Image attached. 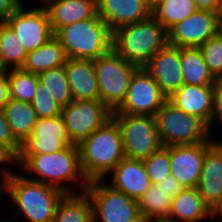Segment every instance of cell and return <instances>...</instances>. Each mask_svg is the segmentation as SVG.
<instances>
[{"mask_svg": "<svg viewBox=\"0 0 222 222\" xmlns=\"http://www.w3.org/2000/svg\"><path fill=\"white\" fill-rule=\"evenodd\" d=\"M4 169L0 196H10L13 203L11 205L18 207L25 222H53L57 204L65 193L54 186L28 179L16 171L12 172L10 168Z\"/></svg>", "mask_w": 222, "mask_h": 222, "instance_id": "obj_1", "label": "cell"}, {"mask_svg": "<svg viewBox=\"0 0 222 222\" xmlns=\"http://www.w3.org/2000/svg\"><path fill=\"white\" fill-rule=\"evenodd\" d=\"M15 164L24 169V173L28 170L26 174L30 173V176L24 174L28 179L54 186L64 193H74L71 191L73 187H69L70 182L74 183V188L75 183L79 184L81 192L85 191L88 184L80 165L79 147L75 144L51 154L17 155Z\"/></svg>", "mask_w": 222, "mask_h": 222, "instance_id": "obj_2", "label": "cell"}, {"mask_svg": "<svg viewBox=\"0 0 222 222\" xmlns=\"http://www.w3.org/2000/svg\"><path fill=\"white\" fill-rule=\"evenodd\" d=\"M78 147L81 169L88 182L107 178L125 157L121 131L113 118L92 132Z\"/></svg>", "mask_w": 222, "mask_h": 222, "instance_id": "obj_3", "label": "cell"}, {"mask_svg": "<svg viewBox=\"0 0 222 222\" xmlns=\"http://www.w3.org/2000/svg\"><path fill=\"white\" fill-rule=\"evenodd\" d=\"M168 43V33L152 16L113 31L112 49L138 68Z\"/></svg>", "mask_w": 222, "mask_h": 222, "instance_id": "obj_4", "label": "cell"}, {"mask_svg": "<svg viewBox=\"0 0 222 222\" xmlns=\"http://www.w3.org/2000/svg\"><path fill=\"white\" fill-rule=\"evenodd\" d=\"M54 36L68 58L97 59L112 50L113 31L98 15L60 28Z\"/></svg>", "mask_w": 222, "mask_h": 222, "instance_id": "obj_5", "label": "cell"}, {"mask_svg": "<svg viewBox=\"0 0 222 222\" xmlns=\"http://www.w3.org/2000/svg\"><path fill=\"white\" fill-rule=\"evenodd\" d=\"M154 117L163 146L215 140L210 136L212 135L210 128L201 119L181 111L168 100Z\"/></svg>", "mask_w": 222, "mask_h": 222, "instance_id": "obj_6", "label": "cell"}, {"mask_svg": "<svg viewBox=\"0 0 222 222\" xmlns=\"http://www.w3.org/2000/svg\"><path fill=\"white\" fill-rule=\"evenodd\" d=\"M100 101L112 112L124 101L132 75L138 68L113 49L93 60Z\"/></svg>", "mask_w": 222, "mask_h": 222, "instance_id": "obj_7", "label": "cell"}, {"mask_svg": "<svg viewBox=\"0 0 222 222\" xmlns=\"http://www.w3.org/2000/svg\"><path fill=\"white\" fill-rule=\"evenodd\" d=\"M112 118L120 128L126 158L144 160L163 146L154 116L112 114Z\"/></svg>", "mask_w": 222, "mask_h": 222, "instance_id": "obj_8", "label": "cell"}, {"mask_svg": "<svg viewBox=\"0 0 222 222\" xmlns=\"http://www.w3.org/2000/svg\"><path fill=\"white\" fill-rule=\"evenodd\" d=\"M103 181H89L85 189L93 206V222H131L139 213L138 201Z\"/></svg>", "mask_w": 222, "mask_h": 222, "instance_id": "obj_9", "label": "cell"}, {"mask_svg": "<svg viewBox=\"0 0 222 222\" xmlns=\"http://www.w3.org/2000/svg\"><path fill=\"white\" fill-rule=\"evenodd\" d=\"M61 116L70 142L79 145L112 118V111L100 100H78L61 108Z\"/></svg>", "mask_w": 222, "mask_h": 222, "instance_id": "obj_10", "label": "cell"}, {"mask_svg": "<svg viewBox=\"0 0 222 222\" xmlns=\"http://www.w3.org/2000/svg\"><path fill=\"white\" fill-rule=\"evenodd\" d=\"M167 100L156 81L140 67L132 75L124 101L112 114L155 116Z\"/></svg>", "mask_w": 222, "mask_h": 222, "instance_id": "obj_11", "label": "cell"}, {"mask_svg": "<svg viewBox=\"0 0 222 222\" xmlns=\"http://www.w3.org/2000/svg\"><path fill=\"white\" fill-rule=\"evenodd\" d=\"M23 3L5 20L16 32L27 53L50 40L54 33L43 6L26 10Z\"/></svg>", "mask_w": 222, "mask_h": 222, "instance_id": "obj_12", "label": "cell"}, {"mask_svg": "<svg viewBox=\"0 0 222 222\" xmlns=\"http://www.w3.org/2000/svg\"><path fill=\"white\" fill-rule=\"evenodd\" d=\"M221 29L218 13L197 10L167 32L168 43L177 47H200Z\"/></svg>", "mask_w": 222, "mask_h": 222, "instance_id": "obj_13", "label": "cell"}, {"mask_svg": "<svg viewBox=\"0 0 222 222\" xmlns=\"http://www.w3.org/2000/svg\"><path fill=\"white\" fill-rule=\"evenodd\" d=\"M216 140L170 146L171 175L184 188H197L206 150Z\"/></svg>", "mask_w": 222, "mask_h": 222, "instance_id": "obj_14", "label": "cell"}, {"mask_svg": "<svg viewBox=\"0 0 222 222\" xmlns=\"http://www.w3.org/2000/svg\"><path fill=\"white\" fill-rule=\"evenodd\" d=\"M72 144L61 115L37 120L33 132L22 144L18 155L51 154Z\"/></svg>", "mask_w": 222, "mask_h": 222, "instance_id": "obj_15", "label": "cell"}, {"mask_svg": "<svg viewBox=\"0 0 222 222\" xmlns=\"http://www.w3.org/2000/svg\"><path fill=\"white\" fill-rule=\"evenodd\" d=\"M180 58L181 47L167 43L144 66L167 98L184 84Z\"/></svg>", "mask_w": 222, "mask_h": 222, "instance_id": "obj_16", "label": "cell"}, {"mask_svg": "<svg viewBox=\"0 0 222 222\" xmlns=\"http://www.w3.org/2000/svg\"><path fill=\"white\" fill-rule=\"evenodd\" d=\"M217 139L205 153L198 191L212 213L222 203V141Z\"/></svg>", "mask_w": 222, "mask_h": 222, "instance_id": "obj_17", "label": "cell"}, {"mask_svg": "<svg viewBox=\"0 0 222 222\" xmlns=\"http://www.w3.org/2000/svg\"><path fill=\"white\" fill-rule=\"evenodd\" d=\"M98 15L115 31L151 16V0H97Z\"/></svg>", "mask_w": 222, "mask_h": 222, "instance_id": "obj_18", "label": "cell"}, {"mask_svg": "<svg viewBox=\"0 0 222 222\" xmlns=\"http://www.w3.org/2000/svg\"><path fill=\"white\" fill-rule=\"evenodd\" d=\"M168 101L181 111L201 119L211 131L214 103L213 85L183 84L168 97Z\"/></svg>", "mask_w": 222, "mask_h": 222, "instance_id": "obj_19", "label": "cell"}, {"mask_svg": "<svg viewBox=\"0 0 222 222\" xmlns=\"http://www.w3.org/2000/svg\"><path fill=\"white\" fill-rule=\"evenodd\" d=\"M109 174L112 188L137 201L151 186L142 160L124 157Z\"/></svg>", "mask_w": 222, "mask_h": 222, "instance_id": "obj_20", "label": "cell"}, {"mask_svg": "<svg viewBox=\"0 0 222 222\" xmlns=\"http://www.w3.org/2000/svg\"><path fill=\"white\" fill-rule=\"evenodd\" d=\"M44 2L43 7L47 11L54 34L60 28L90 19L98 13L97 0H46Z\"/></svg>", "mask_w": 222, "mask_h": 222, "instance_id": "obj_21", "label": "cell"}, {"mask_svg": "<svg viewBox=\"0 0 222 222\" xmlns=\"http://www.w3.org/2000/svg\"><path fill=\"white\" fill-rule=\"evenodd\" d=\"M65 71L74 101L100 100L93 60L68 58Z\"/></svg>", "mask_w": 222, "mask_h": 222, "instance_id": "obj_22", "label": "cell"}, {"mask_svg": "<svg viewBox=\"0 0 222 222\" xmlns=\"http://www.w3.org/2000/svg\"><path fill=\"white\" fill-rule=\"evenodd\" d=\"M213 218L197 188H184L172 199L168 222H201Z\"/></svg>", "mask_w": 222, "mask_h": 222, "instance_id": "obj_23", "label": "cell"}, {"mask_svg": "<svg viewBox=\"0 0 222 222\" xmlns=\"http://www.w3.org/2000/svg\"><path fill=\"white\" fill-rule=\"evenodd\" d=\"M67 54L60 41L53 36L44 45L27 54L22 70L39 74L66 65Z\"/></svg>", "mask_w": 222, "mask_h": 222, "instance_id": "obj_24", "label": "cell"}, {"mask_svg": "<svg viewBox=\"0 0 222 222\" xmlns=\"http://www.w3.org/2000/svg\"><path fill=\"white\" fill-rule=\"evenodd\" d=\"M3 113L15 139L22 144L31 136L38 120L32 104L11 98Z\"/></svg>", "mask_w": 222, "mask_h": 222, "instance_id": "obj_25", "label": "cell"}, {"mask_svg": "<svg viewBox=\"0 0 222 222\" xmlns=\"http://www.w3.org/2000/svg\"><path fill=\"white\" fill-rule=\"evenodd\" d=\"M79 193V194H78ZM65 193L57 204L53 222H93V206L87 193Z\"/></svg>", "mask_w": 222, "mask_h": 222, "instance_id": "obj_26", "label": "cell"}, {"mask_svg": "<svg viewBox=\"0 0 222 222\" xmlns=\"http://www.w3.org/2000/svg\"><path fill=\"white\" fill-rule=\"evenodd\" d=\"M180 62L184 84L214 85L216 78L209 71L199 47H181Z\"/></svg>", "mask_w": 222, "mask_h": 222, "instance_id": "obj_27", "label": "cell"}, {"mask_svg": "<svg viewBox=\"0 0 222 222\" xmlns=\"http://www.w3.org/2000/svg\"><path fill=\"white\" fill-rule=\"evenodd\" d=\"M197 10L193 0H153L151 16L168 32Z\"/></svg>", "mask_w": 222, "mask_h": 222, "instance_id": "obj_28", "label": "cell"}, {"mask_svg": "<svg viewBox=\"0 0 222 222\" xmlns=\"http://www.w3.org/2000/svg\"><path fill=\"white\" fill-rule=\"evenodd\" d=\"M27 51L16 32L6 21H0V67L6 71L22 68Z\"/></svg>", "mask_w": 222, "mask_h": 222, "instance_id": "obj_29", "label": "cell"}, {"mask_svg": "<svg viewBox=\"0 0 222 222\" xmlns=\"http://www.w3.org/2000/svg\"><path fill=\"white\" fill-rule=\"evenodd\" d=\"M172 198L158 184L150 188L138 200L139 212L154 218L157 222L168 221Z\"/></svg>", "mask_w": 222, "mask_h": 222, "instance_id": "obj_30", "label": "cell"}, {"mask_svg": "<svg viewBox=\"0 0 222 222\" xmlns=\"http://www.w3.org/2000/svg\"><path fill=\"white\" fill-rule=\"evenodd\" d=\"M39 83L45 86L57 105L63 108L73 102L65 66L49 69L38 74Z\"/></svg>", "mask_w": 222, "mask_h": 222, "instance_id": "obj_31", "label": "cell"}, {"mask_svg": "<svg viewBox=\"0 0 222 222\" xmlns=\"http://www.w3.org/2000/svg\"><path fill=\"white\" fill-rule=\"evenodd\" d=\"M6 71L10 84V98L31 103L38 88V74L21 68Z\"/></svg>", "mask_w": 222, "mask_h": 222, "instance_id": "obj_32", "label": "cell"}, {"mask_svg": "<svg viewBox=\"0 0 222 222\" xmlns=\"http://www.w3.org/2000/svg\"><path fill=\"white\" fill-rule=\"evenodd\" d=\"M142 162L151 184L160 183L171 175L170 146H162Z\"/></svg>", "mask_w": 222, "mask_h": 222, "instance_id": "obj_33", "label": "cell"}, {"mask_svg": "<svg viewBox=\"0 0 222 222\" xmlns=\"http://www.w3.org/2000/svg\"><path fill=\"white\" fill-rule=\"evenodd\" d=\"M199 48L212 75L222 78V29Z\"/></svg>", "mask_w": 222, "mask_h": 222, "instance_id": "obj_34", "label": "cell"}, {"mask_svg": "<svg viewBox=\"0 0 222 222\" xmlns=\"http://www.w3.org/2000/svg\"><path fill=\"white\" fill-rule=\"evenodd\" d=\"M31 104L38 119L61 115V108L57 105L52 95L47 92L45 86L40 83H38V88Z\"/></svg>", "mask_w": 222, "mask_h": 222, "instance_id": "obj_35", "label": "cell"}, {"mask_svg": "<svg viewBox=\"0 0 222 222\" xmlns=\"http://www.w3.org/2000/svg\"><path fill=\"white\" fill-rule=\"evenodd\" d=\"M0 142L6 145L16 156L19 154L21 144L12 134L3 110H0Z\"/></svg>", "mask_w": 222, "mask_h": 222, "instance_id": "obj_36", "label": "cell"}, {"mask_svg": "<svg viewBox=\"0 0 222 222\" xmlns=\"http://www.w3.org/2000/svg\"><path fill=\"white\" fill-rule=\"evenodd\" d=\"M214 89V103H213V113L211 118V134L214 122L222 124V78H216L213 85ZM220 121V122H219ZM213 124V125H212Z\"/></svg>", "mask_w": 222, "mask_h": 222, "instance_id": "obj_37", "label": "cell"}, {"mask_svg": "<svg viewBox=\"0 0 222 222\" xmlns=\"http://www.w3.org/2000/svg\"><path fill=\"white\" fill-rule=\"evenodd\" d=\"M158 185L164 189L172 199L184 189L172 175H168L164 180L158 183Z\"/></svg>", "mask_w": 222, "mask_h": 222, "instance_id": "obj_38", "label": "cell"}, {"mask_svg": "<svg viewBox=\"0 0 222 222\" xmlns=\"http://www.w3.org/2000/svg\"><path fill=\"white\" fill-rule=\"evenodd\" d=\"M10 84L7 71L0 73V110H3L10 100Z\"/></svg>", "mask_w": 222, "mask_h": 222, "instance_id": "obj_39", "label": "cell"}, {"mask_svg": "<svg viewBox=\"0 0 222 222\" xmlns=\"http://www.w3.org/2000/svg\"><path fill=\"white\" fill-rule=\"evenodd\" d=\"M21 4L22 0H0V21H5Z\"/></svg>", "mask_w": 222, "mask_h": 222, "instance_id": "obj_40", "label": "cell"}, {"mask_svg": "<svg viewBox=\"0 0 222 222\" xmlns=\"http://www.w3.org/2000/svg\"><path fill=\"white\" fill-rule=\"evenodd\" d=\"M198 10L219 13L221 0H193Z\"/></svg>", "mask_w": 222, "mask_h": 222, "instance_id": "obj_41", "label": "cell"}, {"mask_svg": "<svg viewBox=\"0 0 222 222\" xmlns=\"http://www.w3.org/2000/svg\"><path fill=\"white\" fill-rule=\"evenodd\" d=\"M17 162V156L3 143L0 142V166Z\"/></svg>", "mask_w": 222, "mask_h": 222, "instance_id": "obj_42", "label": "cell"}, {"mask_svg": "<svg viewBox=\"0 0 222 222\" xmlns=\"http://www.w3.org/2000/svg\"><path fill=\"white\" fill-rule=\"evenodd\" d=\"M131 222H157V221L154 218H151L146 214L139 212Z\"/></svg>", "mask_w": 222, "mask_h": 222, "instance_id": "obj_43", "label": "cell"}, {"mask_svg": "<svg viewBox=\"0 0 222 222\" xmlns=\"http://www.w3.org/2000/svg\"><path fill=\"white\" fill-rule=\"evenodd\" d=\"M219 218H218V217ZM214 218H218V220L221 218L222 219V203L221 205L215 210V212L213 213V219Z\"/></svg>", "mask_w": 222, "mask_h": 222, "instance_id": "obj_44", "label": "cell"}, {"mask_svg": "<svg viewBox=\"0 0 222 222\" xmlns=\"http://www.w3.org/2000/svg\"><path fill=\"white\" fill-rule=\"evenodd\" d=\"M219 21H220V25H221V28H222V0H221V3H220V10H219Z\"/></svg>", "mask_w": 222, "mask_h": 222, "instance_id": "obj_45", "label": "cell"}, {"mask_svg": "<svg viewBox=\"0 0 222 222\" xmlns=\"http://www.w3.org/2000/svg\"><path fill=\"white\" fill-rule=\"evenodd\" d=\"M0 222H13V219L7 217L3 220H0Z\"/></svg>", "mask_w": 222, "mask_h": 222, "instance_id": "obj_46", "label": "cell"}]
</instances>
